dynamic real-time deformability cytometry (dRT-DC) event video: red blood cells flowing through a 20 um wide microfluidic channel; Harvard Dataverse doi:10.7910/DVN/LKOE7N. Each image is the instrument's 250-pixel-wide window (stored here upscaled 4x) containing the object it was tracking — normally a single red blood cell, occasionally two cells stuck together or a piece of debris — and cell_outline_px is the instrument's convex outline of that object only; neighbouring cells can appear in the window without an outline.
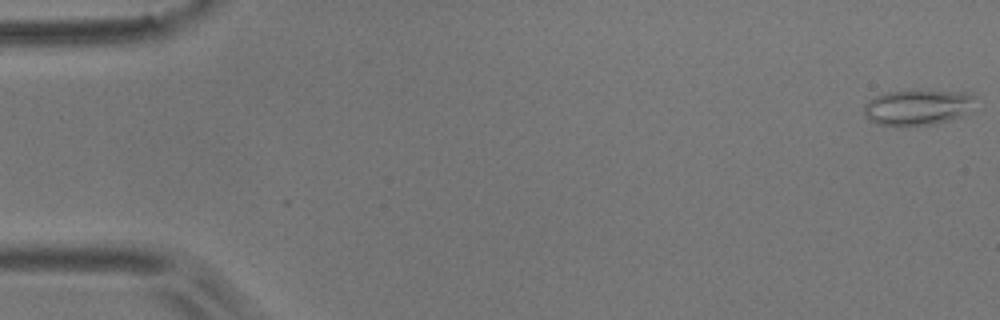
{"species": "common noctule bat (a hibernating species)", "species_latin": "Nyctalus noctula", "temperature_condition": "room temperature", "stored_images_in_passage": 54, "camera_frame_rate_fps": 3000, "um_per_image_px": 0.085, "animal": {"sex": "male", "body_mass_g": 17.9}, "frame": {"image": 1, "passage_image": 1, "time_ms": 0.0, "image_size_px": [1000, 320], "cell_outline_px": [[976, 96], [972, 112], [964, 116], [936, 124], [876, 124], [868, 120], [864, 116], [864, 104], [868, 100], [884, 92], [916, 88], [920, 88], [972, 92]], "centroid_in_image_um": [78.09, 9.05], "position_along_channel_um": 6.9, "area_um2": 24.16}}
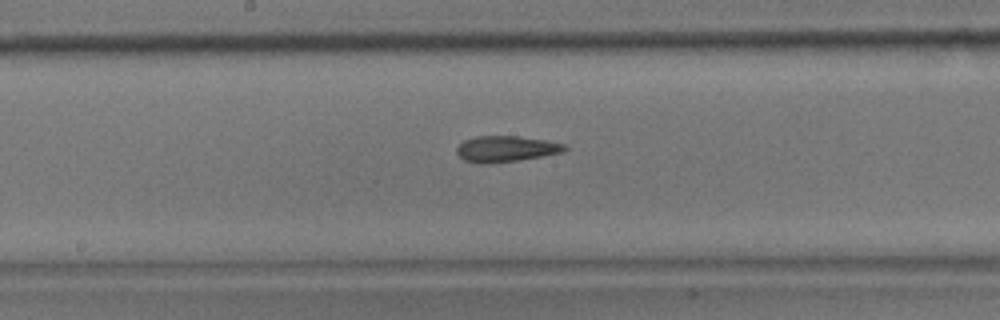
{"frame": {"image": 2, "passage_image": 28, "time_ms": 9.0, "image_size_px": [1000, 320], "cell_outline_px": [[568, 148], [564, 152], [520, 160], [488, 164], [480, 164], [464, 160], [456, 152], [456, 148], [464, 140], [476, 136], [520, 136], [544, 140], [564, 144]], "centroid_in_image_um": [42.99, 12.66], "position_along_channel_um": 205.2, "area_um2": 16.42}}
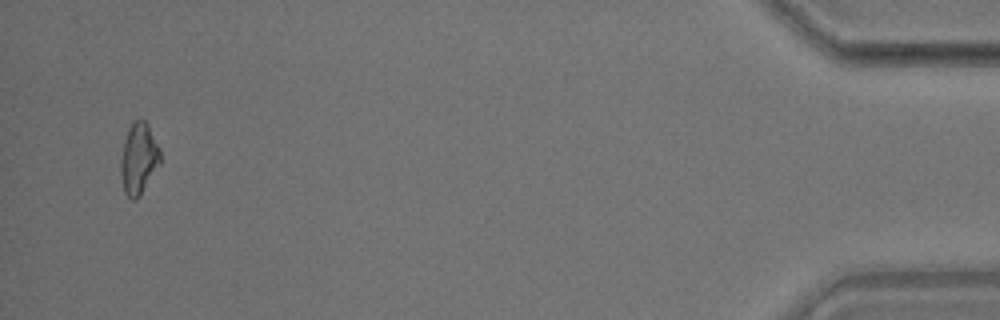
{"frame": {"image": 3, "passage_image": 52, "time_ms": 17.0, "image_size_px": [1000, 320], "cell_outline_px": [[160, 164], [140, 196], [136, 200], [132, 200], [124, 192], [120, 172], [120, 160], [124, 140], [132, 124], [136, 120], [144, 120], [148, 124], [160, 148]], "centroid_in_image_um": [11.79, 13.52], "position_along_channel_um": 423.4, "area_um2": 16.36}, "authors_computed_cell_mechanics": {"area_um2": 16.4152, "velocity_mm_per_s": 3.7458, "shape_relaxation_time_tau1_ms": null, "shape_relaxation_time_tau2_ms": 3.4882, "deformation_change_tau1": null, "deformation_change_tau2": 0.1295}}